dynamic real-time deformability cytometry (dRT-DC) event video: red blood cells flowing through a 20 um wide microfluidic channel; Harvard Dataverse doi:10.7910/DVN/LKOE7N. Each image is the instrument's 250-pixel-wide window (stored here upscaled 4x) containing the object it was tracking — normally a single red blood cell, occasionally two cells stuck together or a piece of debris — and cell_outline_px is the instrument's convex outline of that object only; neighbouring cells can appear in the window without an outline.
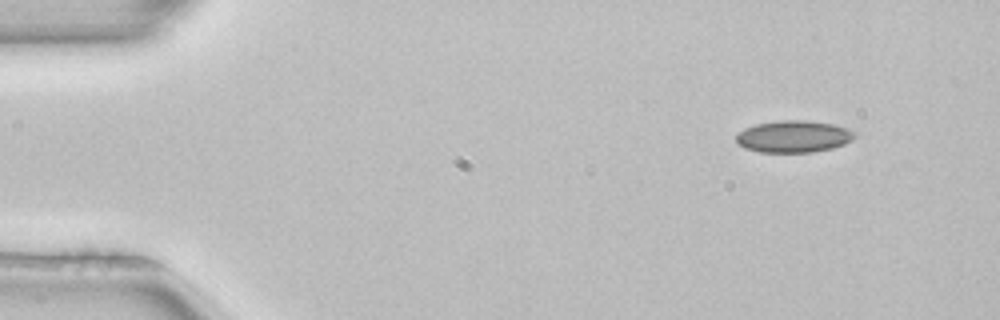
{"species": "common noctule bat (a hibernating species)", "species_latin": "Nyctalus noctula", "temperature_condition": "room temperature", "stored_images_in_passage": 4, "segment_of_instrument_passage": [1, 2], "camera_frame_rate_fps": 3000, "um_per_image_px": 0.085, "animal": {"sex": "female", "body_mass_g": 22.7, "forearm_length_mm": 54.2}, "frame": {"image": 1, "passage_image": 1, "time_ms": 0.0, "image_size_px": [1000, 320], "cell_outline_px": [[856, 136], [852, 140], [844, 144], [832, 148], [812, 152], [760, 152], [744, 148], [736, 140], [736, 136], [744, 128], [756, 124], [780, 120], [808, 120], [832, 124], [856, 132]], "centroid_in_image_um": [67.46, 11.6], "position_along_channel_um": 17.5, "area_um2": 21.96}}
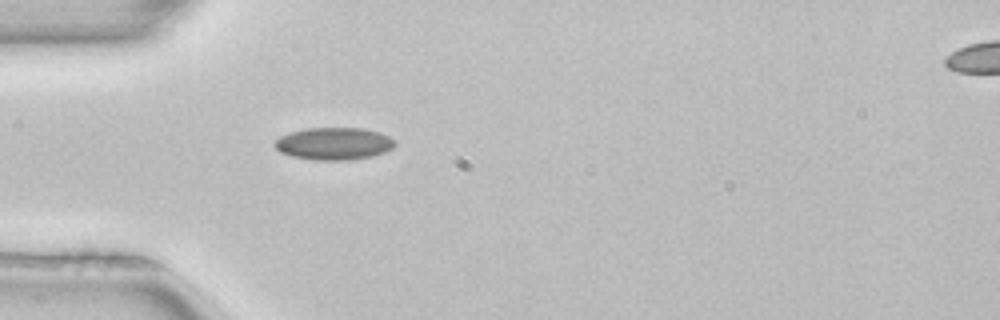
{"frame": {"image": 2, "passage_image": 3, "time_ms": 0.667, "image_size_px": [1000, 320], "cell_outline_px": [[396, 144], [392, 148], [384, 152], [372, 156], [348, 160], [316, 160], [292, 156], [280, 152], [272, 144], [280, 136], [288, 132], [308, 128], [364, 128], [380, 132], [396, 140]], "centroid_in_image_um": [28.38, 12.2], "position_along_channel_um": 56.6, "area_um2": 22.77}}